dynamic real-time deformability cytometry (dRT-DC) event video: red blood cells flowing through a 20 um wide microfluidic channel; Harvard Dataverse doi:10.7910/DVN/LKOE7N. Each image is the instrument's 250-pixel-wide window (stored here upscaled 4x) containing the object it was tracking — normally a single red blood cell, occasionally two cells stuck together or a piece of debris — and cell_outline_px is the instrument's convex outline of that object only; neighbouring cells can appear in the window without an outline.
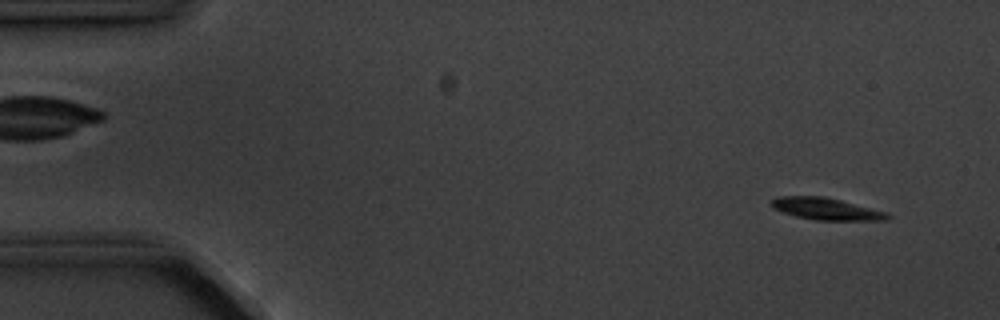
{"species": "common noctule bat (a hibernating species)", "species_latin": "Nyctalus noctula", "temperature_condition": "cold", "stored_images_in_passage": 3, "segment_of_instrument_passage": [2, 2], "camera_frame_rate_fps": 3000, "um_per_image_px": 0.085, "animal": {"sex": "male", "body_mass_g": 20.1, "forearm_length_mm": 53.5}, "frame": {"image": 1, "passage_image": 3, "time_ms": 2.333, "image_size_px": [1000, 320], "cell_outline_px": [[892, 216], [888, 220], [816, 220], [796, 216], [772, 208], [772, 200], [776, 196], [824, 196], [888, 212]], "centroid_in_image_um": [70.26, 17.75], "position_along_channel_um": 14.7, "area_um2": 14.8}}